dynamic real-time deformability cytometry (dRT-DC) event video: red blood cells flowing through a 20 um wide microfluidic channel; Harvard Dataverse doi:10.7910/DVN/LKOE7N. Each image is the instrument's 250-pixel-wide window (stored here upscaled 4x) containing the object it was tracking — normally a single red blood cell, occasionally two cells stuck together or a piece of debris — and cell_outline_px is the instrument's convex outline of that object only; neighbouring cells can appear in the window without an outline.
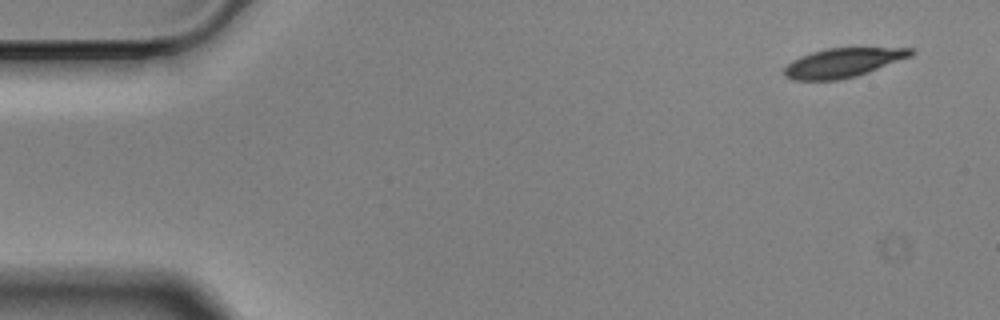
{"species": "Egyptian fruit bat (a non-hibernating species)", "species_latin": "Rousettus aegyptiacus", "temperature_condition": "cold", "stored_images_in_passage": 54, "camera_frame_rate_fps": 3000, "um_per_image_px": 0.085, "animal": {"sex": "male"}, "frame": {"image": 1, "passage_image": 1, "time_ms": 0.0, "image_size_px": [1000, 320], "cell_outline_px": [[916, 52], [912, 56], [868, 72], [856, 76], [840, 80], [792, 80], [784, 76], [784, 68], [792, 60], [800, 56], [824, 48], [912, 48]], "centroid_in_image_um": [71.64, 5.33], "position_along_channel_um": 13.4, "area_um2": 21.56}}
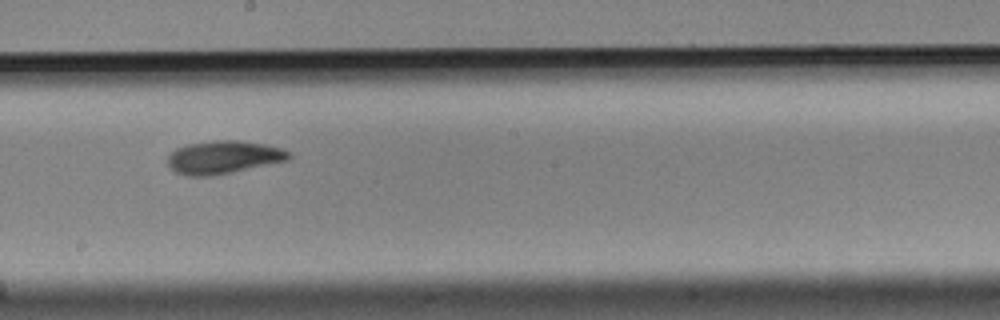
{"frame": {"image": 2, "passage_image": 29, "time_ms": 9.333, "image_size_px": [1000, 320], "cell_outline_px": [[292, 156], [288, 160], [212, 176], [188, 176], [176, 172], [168, 164], [168, 156], [176, 148], [188, 144], [216, 140], [236, 140], [264, 144], [280, 148], [292, 152]], "centroid_in_image_um": [19.0, 13.36], "position_along_channel_um": 229.2, "area_um2": 23.12}}
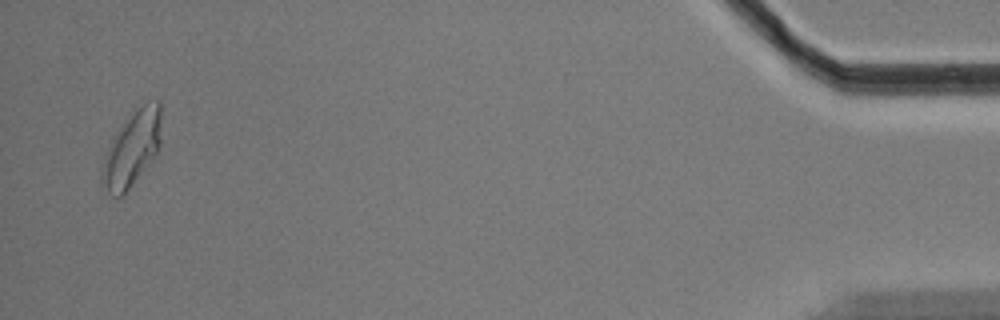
{"frame": {"image": 3, "passage_image": 53, "time_ms": 17.333, "image_size_px": [1000, 320], "cell_outline_px": [[160, 144], [156, 152], [124, 196], [112, 196], [100, 188], [100, 168], [104, 156], [112, 136], [128, 112], [148, 100], [160, 100]], "centroid_in_image_um": [11.14, 12.62], "position_along_channel_um": 424.1, "area_um2": 26.7}, "authors_computed_cell_mechanics": {"area_um2": 22.7154, "velocity_mm_per_s": 3.4993, "shape_relaxation_time_tau1_ms": 3.6167, "shape_relaxation_time_tau2_ms": 2.8318, "deformation_change_tau1": 0.1219, "deformation_change_tau2": 0.0793}}